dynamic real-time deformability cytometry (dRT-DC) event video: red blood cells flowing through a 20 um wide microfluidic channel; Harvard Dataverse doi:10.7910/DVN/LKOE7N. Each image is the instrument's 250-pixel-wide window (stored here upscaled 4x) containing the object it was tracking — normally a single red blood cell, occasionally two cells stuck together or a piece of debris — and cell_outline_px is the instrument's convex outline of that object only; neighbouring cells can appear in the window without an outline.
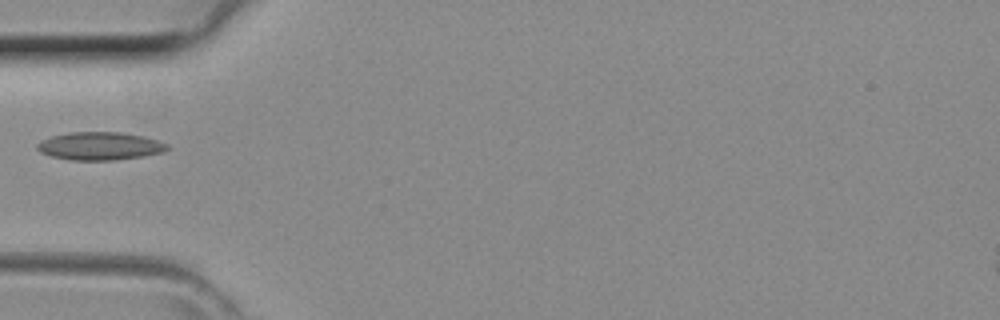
{"species": "common noctule bat (a hibernating species)", "species_latin": "Nyctalus noctula", "temperature_condition": "room temperature", "stored_images_in_passage": 15, "camera_frame_rate_fps": 3000, "um_per_image_px": 0.085, "animal": {"sex": "female", "body_mass_g": 29.2, "forearm_length_mm": 56.3}, "frame": {"image": 1, "passage_image": 1, "time_ms": 0.0, "image_size_px": [1000, 320], "cell_outline_px": [[172, 148], [164, 152], [144, 156], [116, 160], [68, 160], [52, 156], [40, 152], [36, 148], [36, 144], [40, 140], [52, 136], [68, 132], [120, 132], [144, 136], [168, 144]], "centroid_in_image_um": [8.5, 12.41], "position_along_channel_um": 76.5, "area_um2": 21.44}}
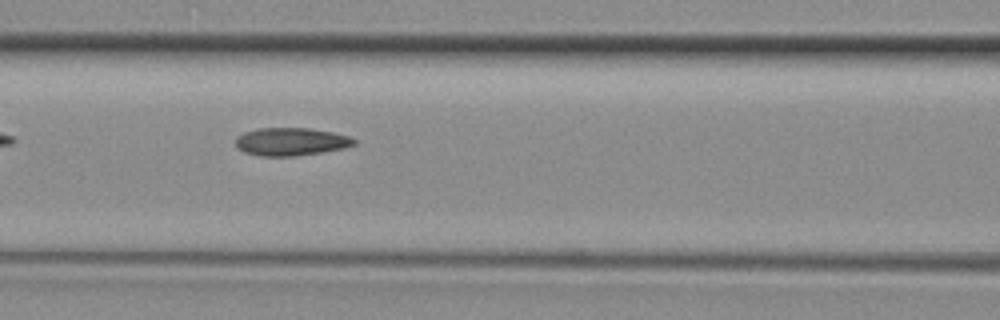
{"frame": {"image": 2, "passage_image": 5, "time_ms": 1.333, "image_size_px": [1000, 320], "cell_outline_px": [[356, 144], [344, 148], [320, 152], [292, 156], [260, 156], [244, 152], [236, 148], [236, 136], [244, 132], [260, 128], [308, 128], [332, 132], [348, 136], [356, 140]], "centroid_in_image_um": [24.7, 12.04], "position_along_channel_um": 141.9, "area_um2": 19.19}}
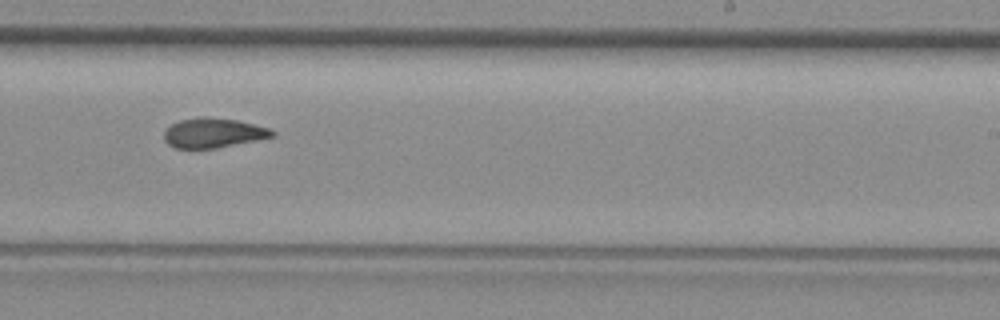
{"frame": {"image": 3, "passage_image": 13, "time_ms": 4.0, "image_size_px": [1000, 320], "cell_outline_px": [[276, 132], [272, 136], [256, 140], [216, 148], [176, 148], [168, 144], [164, 140], [164, 132], [172, 124], [180, 120], [208, 116], [236, 120], [268, 128]], "centroid_in_image_um": [18.1, 11.3], "position_along_channel_um": 270.9, "area_um2": 18.38}}